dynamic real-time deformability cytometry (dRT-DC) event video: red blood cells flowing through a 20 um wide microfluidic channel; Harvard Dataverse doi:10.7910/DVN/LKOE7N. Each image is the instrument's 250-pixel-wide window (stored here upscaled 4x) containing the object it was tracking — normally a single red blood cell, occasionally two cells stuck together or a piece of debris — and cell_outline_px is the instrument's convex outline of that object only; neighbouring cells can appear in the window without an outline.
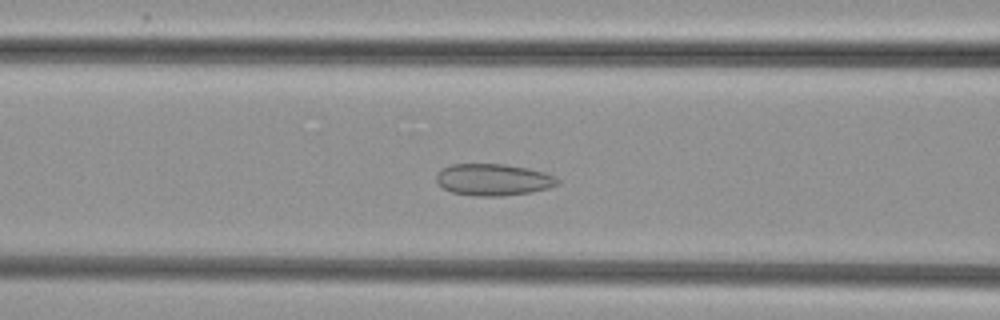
{"species": "common noctule bat (a hibernating species)", "species_latin": "Nyctalus noctula", "temperature_condition": "cold", "stored_images_in_passage": 48, "camera_frame_rate_fps": 3000, "um_per_image_px": 0.085, "animal": {"sex": "female", "body_mass_g": 29.2, "forearm_length_mm": 56.3}, "frame": {"image": 1, "passage_image": 18, "time_ms": 5.667, "image_size_px": [1000, 320], "cell_outline_px": [[560, 184], [548, 188], [528, 192], [500, 196], [472, 196], [452, 192], [444, 188], [436, 180], [436, 176], [444, 168], [452, 164], [504, 164], [528, 168], [544, 172], [560, 180]], "centroid_in_image_um": [41.94, 15.27], "position_along_channel_um": 124.7, "area_um2": 22.2}}
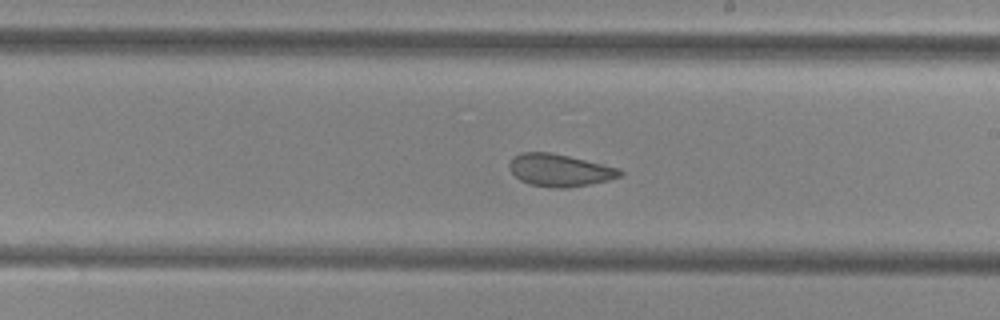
{"frame": {"image": 2, "passage_image": 27, "time_ms": 8.667, "image_size_px": [1000, 320], "cell_outline_px": [[624, 172], [620, 176], [608, 180], [568, 188], [552, 188], [532, 184], [520, 180], [508, 168], [508, 164], [512, 156], [520, 152], [548, 152], [568, 156], [620, 168]], "centroid_in_image_um": [47.55, 14.46], "position_along_channel_um": 241.5, "area_um2": 20.81}}
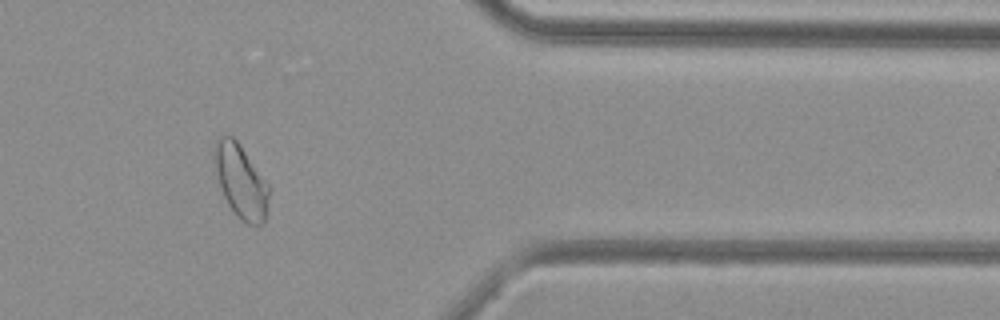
{"frame": {"image": 3, "passage_image": 40, "time_ms": 13.0, "image_size_px": [1000, 320], "cell_outline_px": [[272, 188], [264, 224], [248, 224], [240, 220], [228, 204], [224, 196], [220, 184], [212, 152], [216, 140], [224, 132], [232, 136], [240, 144]], "centroid_in_image_um": [20.5, 15.38], "position_along_channel_um": 390.9, "area_um2": 23.7}}